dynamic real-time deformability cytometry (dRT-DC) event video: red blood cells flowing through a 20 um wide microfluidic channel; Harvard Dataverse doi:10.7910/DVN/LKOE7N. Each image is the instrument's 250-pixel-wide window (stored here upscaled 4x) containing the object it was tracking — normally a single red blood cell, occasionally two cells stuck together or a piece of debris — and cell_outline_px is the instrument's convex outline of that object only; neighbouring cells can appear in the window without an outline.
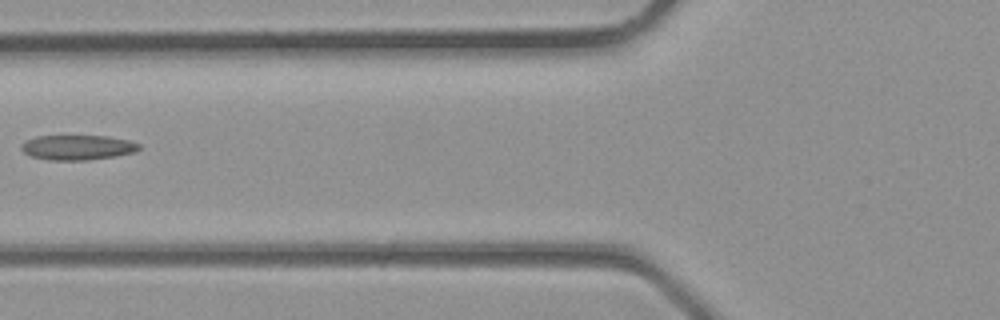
{"species": "common noctule bat (a hibernating species)", "species_latin": "Nyctalus noctula", "temperature_condition": "room temperature", "stored_images_in_passage": 4, "camera_frame_rate_fps": 3000, "um_per_image_px": 0.085, "animal": {"sex": "male", "body_mass_g": 23.1, "forearm_length_mm": 52.7}, "frame": {"image": 1, "passage_image": 4, "time_ms": 1.0, "image_size_px": [1000, 320], "cell_outline_px": [[140, 148], [136, 152], [116, 156], [88, 160], [48, 160], [32, 156], [24, 152], [20, 148], [20, 144], [36, 136], [108, 136], [128, 140], [140, 144]], "centroid_in_image_um": [6.61, 12.53], "position_along_channel_um": 119.2, "area_um2": 17.11}}